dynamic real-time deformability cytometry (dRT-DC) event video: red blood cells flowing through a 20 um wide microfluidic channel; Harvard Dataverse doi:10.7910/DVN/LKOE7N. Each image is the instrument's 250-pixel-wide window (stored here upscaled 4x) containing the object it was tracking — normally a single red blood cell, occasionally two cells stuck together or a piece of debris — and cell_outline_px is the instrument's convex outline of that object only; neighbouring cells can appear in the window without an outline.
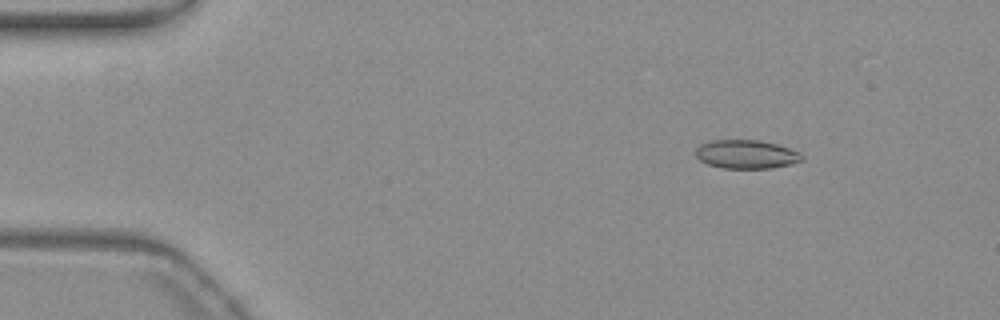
{"species": "common noctule bat (a hibernating species)", "species_latin": "Nyctalus noctula", "temperature_condition": "warm", "stored_images_in_passage": 38, "camera_frame_rate_fps": 3000, "um_per_image_px": 0.085, "animal": {"sex": "female", "body_mass_g": 19.3, "forearm_length_mm": 54.1}, "frame": {"image": 1, "passage_image": 1, "time_ms": 0.0, "image_size_px": [1000, 320], "cell_outline_px": [[804, 160], [792, 164], [772, 168], [724, 168], [708, 164], [700, 160], [696, 156], [696, 148], [700, 144], [712, 140], [760, 140], [776, 144], [800, 152], [804, 156]], "centroid_in_image_um": [63.46, 13.11], "position_along_channel_um": 21.5, "area_um2": 17.8}}
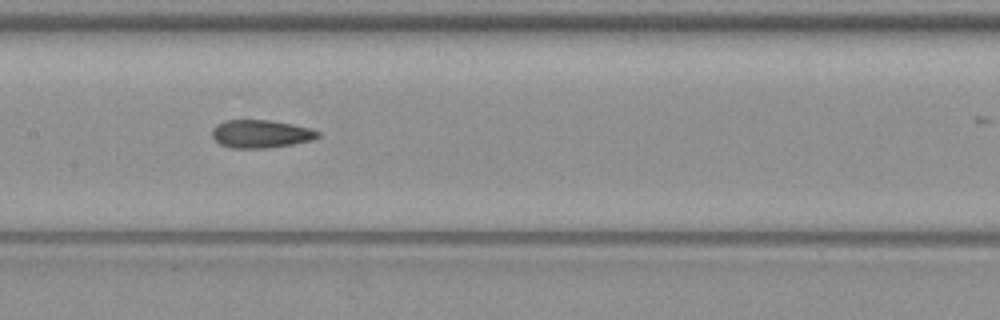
{"frame": {"image": 2, "passage_image": 21, "time_ms": 6.667, "image_size_px": [1000, 320], "cell_outline_px": [[320, 136], [312, 140], [292, 144], [268, 148], [232, 148], [220, 144], [212, 136], [212, 128], [216, 124], [224, 120], [272, 120], [312, 128], [320, 132]], "centroid_in_image_um": [22.17, 11.37], "position_along_channel_um": 185.2, "area_um2": 17.4}}
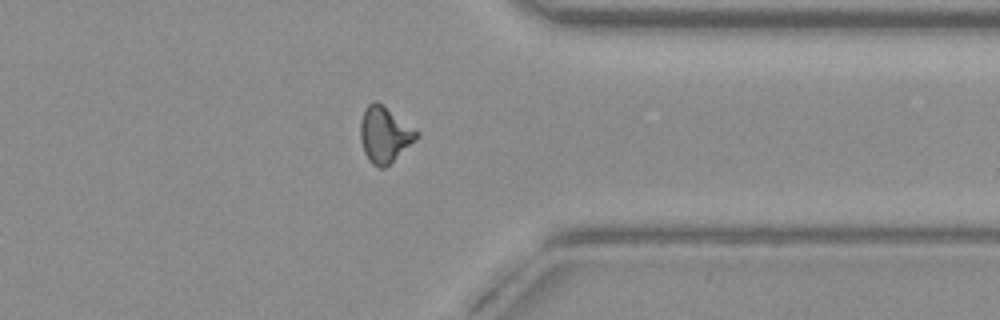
{"frame": {"image": 3, "passage_image": 37, "time_ms": 12.0, "image_size_px": [1000, 320], "cell_outline_px": [[420, 132], [416, 140], [384, 168], [380, 168], [372, 164], [364, 152], [360, 140], [360, 120], [364, 108], [372, 100], [376, 100]], "centroid_in_image_um": [32.67, 11.42], "position_along_channel_um": 378.7, "area_um2": 18.26}}